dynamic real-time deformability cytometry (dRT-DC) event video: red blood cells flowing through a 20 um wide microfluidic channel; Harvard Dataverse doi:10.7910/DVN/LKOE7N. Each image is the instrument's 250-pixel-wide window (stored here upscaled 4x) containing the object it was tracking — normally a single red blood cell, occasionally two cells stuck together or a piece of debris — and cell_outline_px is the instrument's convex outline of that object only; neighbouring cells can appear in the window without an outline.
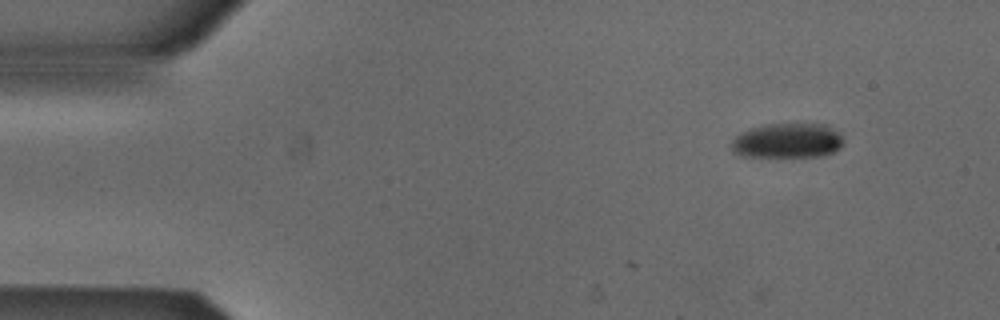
{"species": "Egyptian fruit bat (a non-hibernating species)", "species_latin": "Rousettus aegyptiacus", "temperature_condition": "cold", "stored_images_in_passage": 4, "camera_frame_rate_fps": 3000, "um_per_image_px": 0.085, "animal": {"sex": "male"}, "frame": {"image": 1, "passage_image": 1, "time_ms": 0.0, "image_size_px": [1000, 320], "cell_outline_px": [[844, 144], [840, 148], [832, 152], [820, 156], [740, 156], [732, 152], [732, 140], [736, 136], [752, 128], [764, 124], [824, 124], [836, 132], [844, 140]], "centroid_in_image_um": [66.92, 11.96], "position_along_channel_um": 18.1, "area_um2": 22.43}}